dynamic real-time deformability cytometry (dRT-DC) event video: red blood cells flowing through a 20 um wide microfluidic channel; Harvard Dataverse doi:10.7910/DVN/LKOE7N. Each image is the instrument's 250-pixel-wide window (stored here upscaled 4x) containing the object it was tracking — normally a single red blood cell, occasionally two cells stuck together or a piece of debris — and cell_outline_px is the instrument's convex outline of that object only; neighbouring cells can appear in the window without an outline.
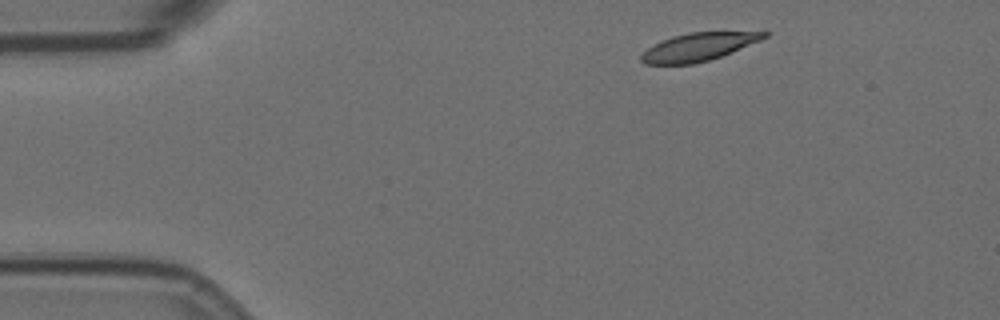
{"species": "Egyptian fruit bat (a non-hibernating species)", "species_latin": "Rousettus aegyptiacus", "temperature_condition": "room temperature", "stored_images_in_passage": 31, "camera_frame_rate_fps": 3000, "um_per_image_px": 0.085, "animal": {"sex": "female"}, "frame": {"image": 1, "passage_image": 1, "time_ms": 0.0, "image_size_px": [1000, 320], "cell_outline_px": [[768, 36], [760, 40], [732, 52], [708, 60], [692, 64], [644, 64], [640, 60], [640, 56], [648, 48], [660, 40], [672, 36], [688, 32], [764, 28], [768, 32]], "centroid_in_image_um": [59.52, 3.91], "position_along_channel_um": 25.5, "area_um2": 20.98}}
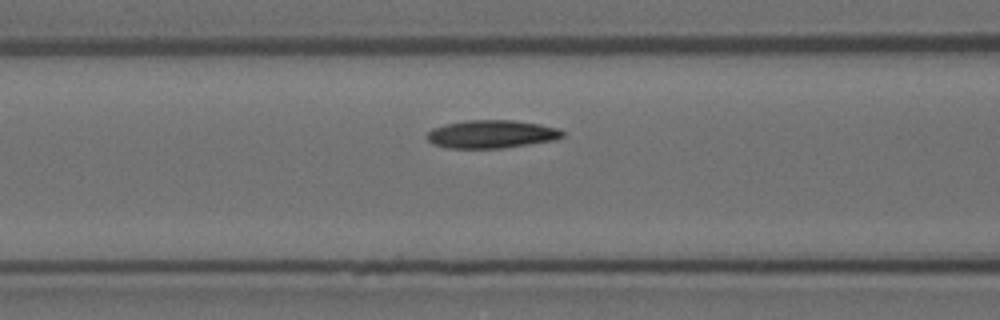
{"frame": {"image": 2, "passage_image": 15, "time_ms": 4.667, "image_size_px": [1000, 320], "cell_outline_px": [[564, 136], [556, 140], [504, 148], [448, 148], [432, 144], [428, 140], [428, 132], [432, 128], [444, 124], [464, 120], [512, 120], [540, 124], [556, 128], [564, 132]], "centroid_in_image_um": [41.77, 11.4], "position_along_channel_um": 124.8, "area_um2": 22.25}}
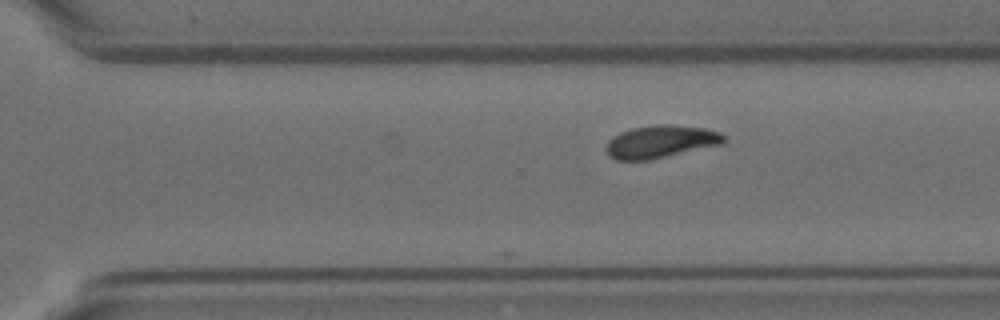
{"frame": {"image": 3, "passage_image": 31, "time_ms": 10.0, "image_size_px": [1000, 320], "cell_outline_px": [[724, 144], [648, 160], [616, 160], [608, 156], [604, 148], [608, 140], [612, 136], [620, 132], [632, 128], [660, 124], [668, 124], [704, 128], [720, 132], [724, 136]], "centroid_in_image_um": [56.12, 12.04], "position_along_channel_um": 314.5, "area_um2": 22.48}}